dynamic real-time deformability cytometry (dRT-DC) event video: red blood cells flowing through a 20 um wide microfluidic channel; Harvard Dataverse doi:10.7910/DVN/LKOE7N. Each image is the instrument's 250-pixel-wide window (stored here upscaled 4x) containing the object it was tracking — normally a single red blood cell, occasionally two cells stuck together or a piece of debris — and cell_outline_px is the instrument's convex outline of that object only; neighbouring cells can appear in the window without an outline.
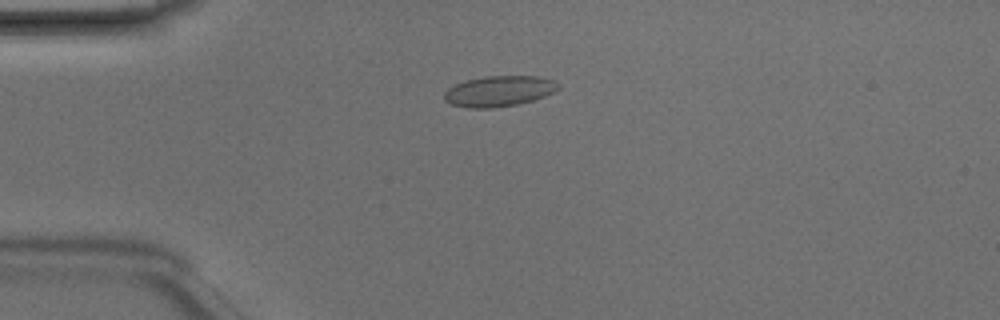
{"species": "Egyptian fruit bat (a non-hibernating species)", "species_latin": "Rousettus aegyptiacus", "temperature_condition": "room temperature", "stored_images_in_passage": 38, "camera_frame_rate_fps": 3000, "um_per_image_px": 0.085, "animal": {"sex": "male"}, "frame": {"image": 1, "passage_image": 2, "time_ms": 0.333, "image_size_px": [1000, 320], "cell_outline_px": [[560, 88], [544, 96], [532, 100], [516, 104], [492, 108], [468, 108], [452, 104], [444, 100], [444, 92], [448, 88], [456, 84], [468, 80], [484, 76], [536, 76], [552, 80], [560, 84]], "centroid_in_image_um": [42.4, 7.74], "position_along_channel_um": 42.6, "area_um2": 20.17}}
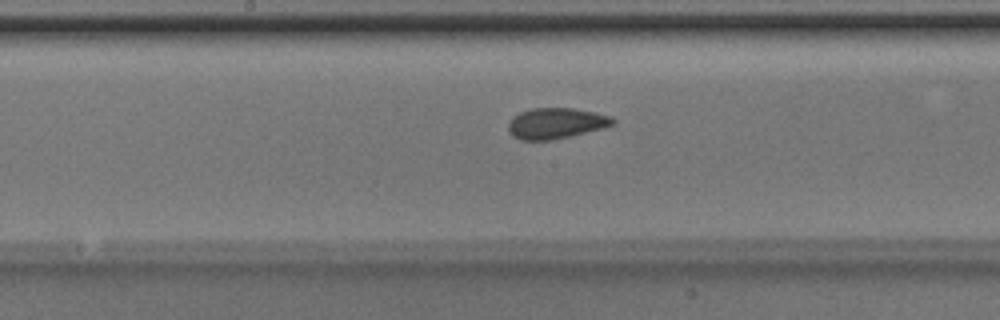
{"frame": {"image": 2, "passage_image": 15, "time_ms": 4.667, "image_size_px": [1000, 320], "cell_outline_px": [[616, 124], [604, 128], [552, 140], [520, 140], [512, 136], [508, 128], [508, 124], [512, 116], [520, 112], [532, 108], [572, 108], [612, 116], [616, 120]], "centroid_in_image_um": [47.26, 10.48], "position_along_channel_um": 200.9, "area_um2": 18.84}}
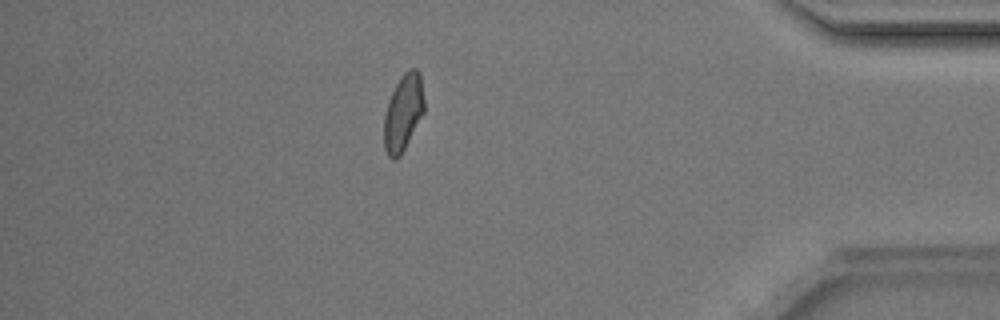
{"frame": {"image": 3, "passage_image": 32, "time_ms": 10.333, "image_size_px": [1000, 320], "cell_outline_px": [[424, 112], [400, 156], [396, 160], [392, 160], [388, 156], [384, 148], [384, 116], [388, 100], [400, 76], [408, 68], [416, 68], [420, 72], [424, 100]], "centroid_in_image_um": [34.27, 9.56], "position_along_channel_um": 400.9, "area_um2": 18.03}, "authors_computed_cell_mechanics": {"area_um2": 18.0914, "velocity_mm_per_s": 4.2171, "shape_relaxation_time_tau1_ms": 5.021, "shape_relaxation_time_tau2_ms": 0.7544, "deformation_change_tau1": 0.1181, "deformation_change_tau2": 0.0682}}